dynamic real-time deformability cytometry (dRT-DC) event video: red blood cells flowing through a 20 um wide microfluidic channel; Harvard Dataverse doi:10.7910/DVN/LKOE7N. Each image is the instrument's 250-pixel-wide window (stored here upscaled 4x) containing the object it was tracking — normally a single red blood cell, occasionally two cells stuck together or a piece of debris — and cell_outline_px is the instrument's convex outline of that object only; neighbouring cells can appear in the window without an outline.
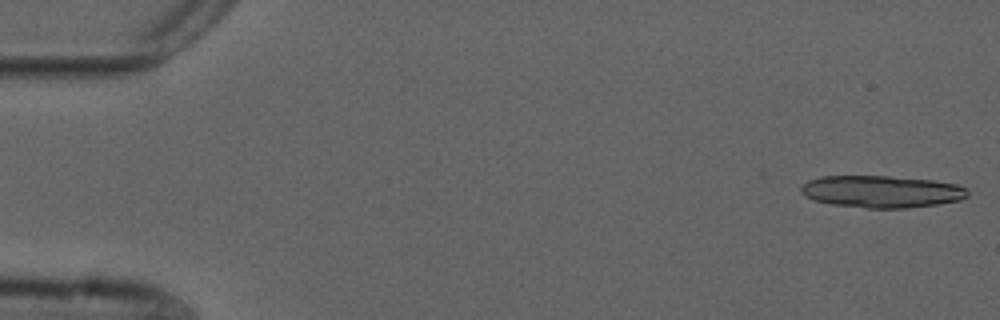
{"species": "common noctule bat (a hibernating species)", "species_latin": "Nyctalus noctula", "temperature_condition": "cold", "stored_images_in_passage": 6, "camera_frame_rate_fps": 3000, "um_per_image_px": 0.085, "animal": {"sex": "male", "forearm_length_mm": 52.5}, "frame": {"image": 1, "passage_image": 1, "time_ms": 0.0, "image_size_px": [1000, 320], "cell_outline_px": [[968, 196], [960, 200], [936, 204], [908, 208], [868, 208], [832, 204], [816, 200], [804, 196], [800, 192], [800, 188], [808, 180], [820, 176], [888, 176], [932, 180], [956, 184], [968, 188]], "centroid_in_image_um": [74.94, 16.28], "position_along_channel_um": 10.1, "area_um2": 31.15}}